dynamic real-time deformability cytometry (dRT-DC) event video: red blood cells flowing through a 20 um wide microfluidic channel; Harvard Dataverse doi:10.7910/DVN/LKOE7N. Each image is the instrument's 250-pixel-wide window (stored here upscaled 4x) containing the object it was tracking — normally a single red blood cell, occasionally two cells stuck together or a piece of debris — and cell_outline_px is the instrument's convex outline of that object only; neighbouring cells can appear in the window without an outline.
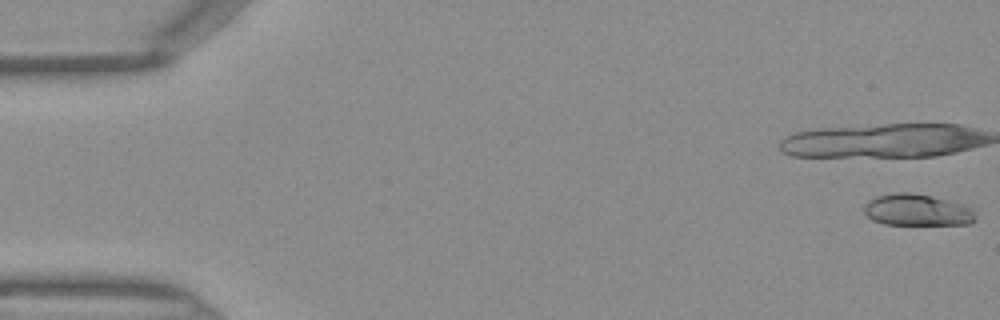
{"species": "Egyptian fruit bat (a non-hibernating species)", "species_latin": "Rousettus aegyptiacus", "temperature_condition": "warm", "stored_images_in_passage": 34, "camera_frame_rate_fps": 3000, "um_per_image_px": 0.085, "frame": {"image": 1, "passage_image": 1, "time_ms": 0.0, "image_size_px": [1000, 320], "cell_outline_px": [[976, 220], [968, 224], [884, 224], [872, 220], [864, 212], [864, 204], [868, 200], [876, 196], [896, 192], [912, 192], [932, 196], [964, 204], [972, 208], [976, 216]], "centroid_in_image_um": [77.96, 17.84], "position_along_channel_um": 7.0, "area_um2": 20.69}}
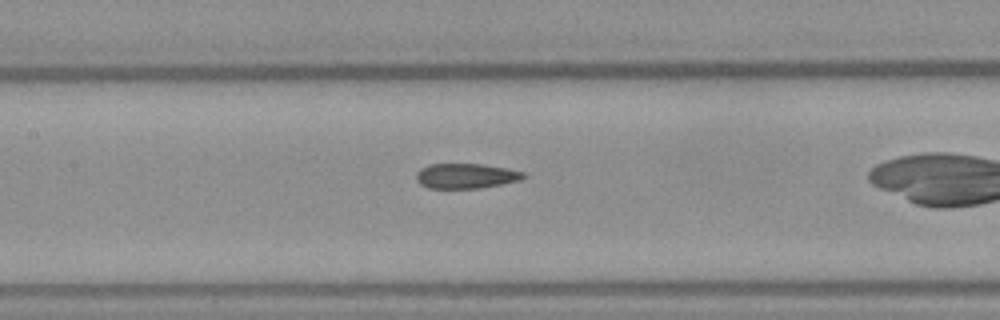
{"frame": {"image": 2, "passage_image": 19, "time_ms": 6.0, "image_size_px": [1000, 320], "cell_outline_px": [[528, 176], [520, 180], [480, 188], [428, 188], [420, 184], [416, 180], [416, 172], [420, 168], [428, 164], [484, 164], [508, 168], [524, 172]], "centroid_in_image_um": [39.6, 14.94], "position_along_channel_um": 167.8, "area_um2": 15.78}}
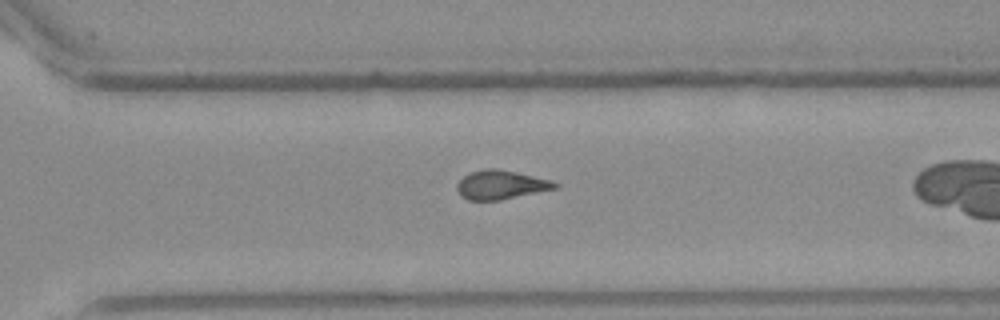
{"frame": {"image": 3, "passage_image": 30, "time_ms": 9.667, "image_size_px": [1000, 320], "cell_outline_px": [[560, 184], [556, 188], [500, 200], [468, 200], [460, 196], [456, 188], [456, 184], [468, 172], [484, 168], [496, 168], [552, 180]], "centroid_in_image_um": [42.53, 15.7], "position_along_channel_um": 328.1, "area_um2": 16.53}}